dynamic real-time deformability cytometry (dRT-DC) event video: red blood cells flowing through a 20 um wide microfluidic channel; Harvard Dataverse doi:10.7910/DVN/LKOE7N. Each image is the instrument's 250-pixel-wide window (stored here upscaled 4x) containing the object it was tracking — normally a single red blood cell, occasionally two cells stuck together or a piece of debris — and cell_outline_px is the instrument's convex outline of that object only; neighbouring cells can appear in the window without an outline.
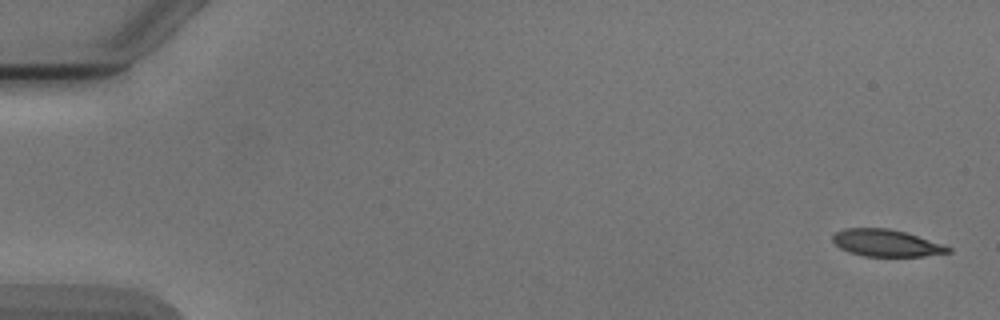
{"species": "Egyptian fruit bat (a non-hibernating species)", "species_latin": "Rousettus aegyptiacus", "temperature_condition": "cold", "stored_images_in_passage": 6, "camera_frame_rate_fps": 3000, "um_per_image_px": 0.085, "animal": {"sex": "male"}, "frame": {"image": 1, "passage_image": 1, "time_ms": 0.0, "image_size_px": [1000, 320], "cell_outline_px": [[952, 252], [924, 256], [864, 256], [848, 252], [840, 248], [832, 240], [832, 236], [836, 232], [844, 228], [888, 228], [904, 232], [944, 244], [952, 248]], "centroid_in_image_um": [75.34, 20.66], "position_along_channel_um": 9.7, "area_um2": 18.15}}